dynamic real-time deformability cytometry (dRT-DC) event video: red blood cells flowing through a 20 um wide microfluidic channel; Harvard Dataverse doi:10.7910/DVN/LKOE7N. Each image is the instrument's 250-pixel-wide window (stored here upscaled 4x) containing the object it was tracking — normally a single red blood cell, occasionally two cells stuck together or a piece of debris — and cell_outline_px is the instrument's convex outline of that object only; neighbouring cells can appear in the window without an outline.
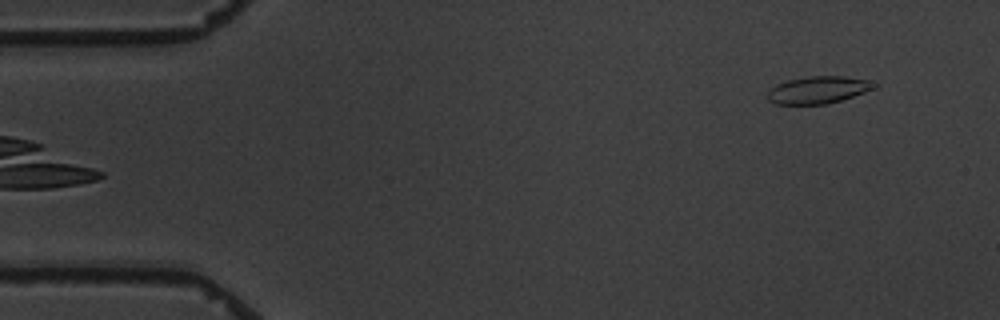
{"species": "common noctule bat (a hibernating species)", "species_latin": "Nyctalus noctula", "temperature_condition": "warm", "stored_images_in_passage": 5, "camera_frame_rate_fps": 3000, "um_per_image_px": 0.085, "animal": {"sex": "male", "body_mass_g": 19.5, "forearm_length_mm": 54.6}, "frame": {"image": 1, "passage_image": 5, "time_ms": 4.667, "image_size_px": [1000, 320], "cell_outline_px": [[880, 84], [876, 88], [828, 104], [776, 104], [768, 100], [768, 92], [776, 84], [788, 80], [808, 76], [844, 76], [864, 80]], "centroid_in_image_um": [69.54, 7.64], "position_along_channel_um": 15.5, "area_um2": 16.76}}